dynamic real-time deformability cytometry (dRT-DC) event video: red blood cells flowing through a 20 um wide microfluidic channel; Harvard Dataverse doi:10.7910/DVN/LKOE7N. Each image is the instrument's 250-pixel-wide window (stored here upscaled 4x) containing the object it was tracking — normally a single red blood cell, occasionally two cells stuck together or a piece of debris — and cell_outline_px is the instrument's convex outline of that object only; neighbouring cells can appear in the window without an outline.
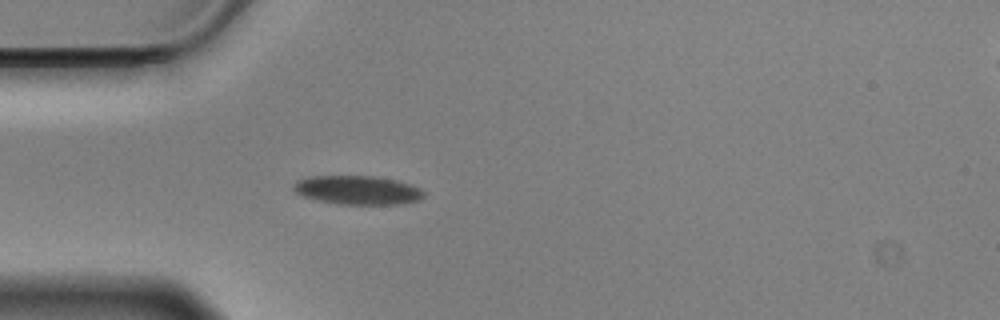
{"species": "Egyptian fruit bat (a non-hibernating species)", "species_latin": "Rousettus aegyptiacus", "temperature_condition": "cold", "stored_images_in_passage": 42, "camera_frame_rate_fps": 3000, "um_per_image_px": 0.085, "animal": {"sex": "male"}, "frame": {"image": 1, "passage_image": 1, "time_ms": 0.0, "image_size_px": [1000, 320], "cell_outline_px": [[424, 196], [420, 200], [396, 204], [336, 204], [316, 200], [304, 196], [296, 192], [292, 188], [292, 184], [296, 180], [308, 176], [376, 176], [396, 180], [412, 184], [420, 188], [424, 192]], "centroid_in_image_um": [30.37, 16.15], "position_along_channel_um": 54.6, "area_um2": 22.08}}
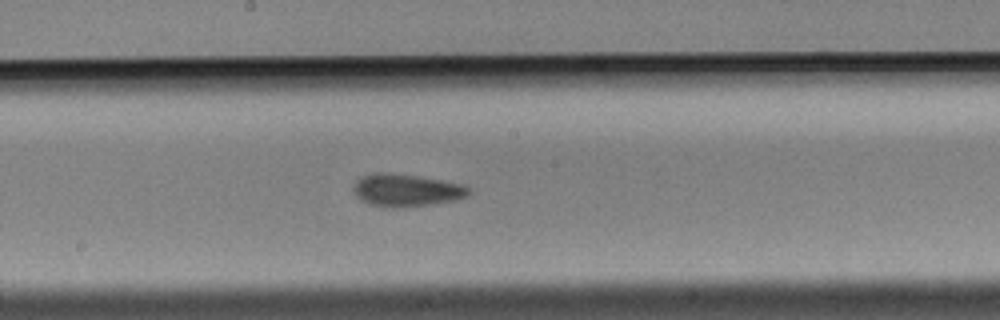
{"frame": {"image": 2, "passage_image": 15, "time_ms": 4.667, "image_size_px": [1000, 320], "cell_outline_px": [[472, 192], [468, 196], [456, 200], [432, 204], [400, 208], [392, 208], [368, 204], [360, 200], [356, 196], [352, 188], [356, 180], [372, 172], [388, 172], [420, 176], [464, 184], [472, 188]], "centroid_in_image_um": [34.56, 16.17], "position_along_channel_um": 213.6, "area_um2": 22.37}}
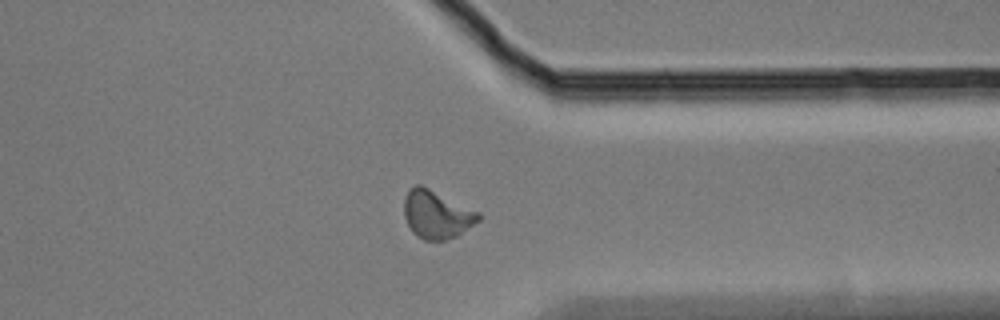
{"frame": {"image": 3, "passage_image": 29, "time_ms": 9.333, "image_size_px": [1000, 320], "cell_outline_px": [[480, 220], [456, 236], [444, 240], [424, 240], [416, 236], [412, 232], [404, 216], [404, 200], [408, 192], [416, 184], [420, 184], [480, 212]], "centroid_in_image_um": [37.11, 18.24], "position_along_channel_um": 374.3, "area_um2": 20.63}, "authors_computed_cell_mechanics": {"area_um2": 20.0855, "velocity_mm_per_s": 3.5186, "shape_relaxation_time_tau1_ms": 9.061, "shape_relaxation_time_tau2_ms": 5.2245, "deformation_change_tau1": 0.1419, "deformation_change_tau2": 0.12}}